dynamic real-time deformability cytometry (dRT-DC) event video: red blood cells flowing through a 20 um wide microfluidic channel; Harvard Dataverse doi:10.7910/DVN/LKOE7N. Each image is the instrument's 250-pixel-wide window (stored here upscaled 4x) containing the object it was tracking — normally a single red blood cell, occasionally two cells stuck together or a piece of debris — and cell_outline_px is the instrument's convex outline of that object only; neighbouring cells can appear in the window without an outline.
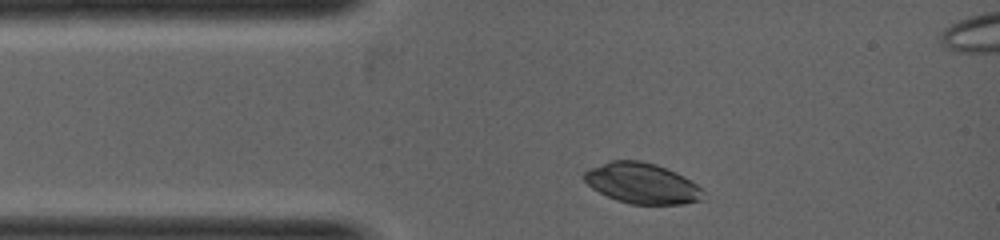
{"species": "common noctule bat (a hibernating species)", "species_latin": "Nyctalus noctula", "temperature_condition": "warm", "stored_images_in_passage": 5, "camera_frame_rate_fps": 5000, "um_per_image_px": 0.085, "animal": {"sex": "female", "body_mass_g": 19.0, "forearm_length_mm": 53.3}, "frame": {"image": 1, "passage_image": 1, "time_ms": 0.0, "image_size_px": [1000, 240], "cell_outline_px": [[704, 200], [684, 204], [632, 204], [616, 200], [592, 188], [584, 180], [584, 172], [588, 168], [608, 160], [640, 160], [656, 164], [676, 172], [684, 176], [696, 184], [704, 192]], "centroid_in_image_um": [54.57, 15.57], "position_along_channel_um": 30.4, "area_um2": 28.32}}
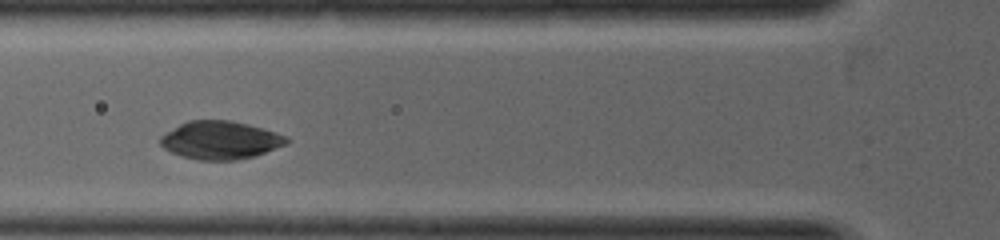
{"frame": {"image": 2, "passage_image": 4, "time_ms": 1.2, "image_size_px": [1000, 240], "cell_outline_px": [[288, 144], [256, 156], [240, 160], [200, 160], [180, 156], [164, 148], [160, 144], [160, 136], [180, 124], [188, 120], [228, 120], [248, 124], [264, 128], [288, 136]], "centroid_in_image_um": [18.76, 11.92], "position_along_channel_um": 107.0, "area_um2": 28.21}}
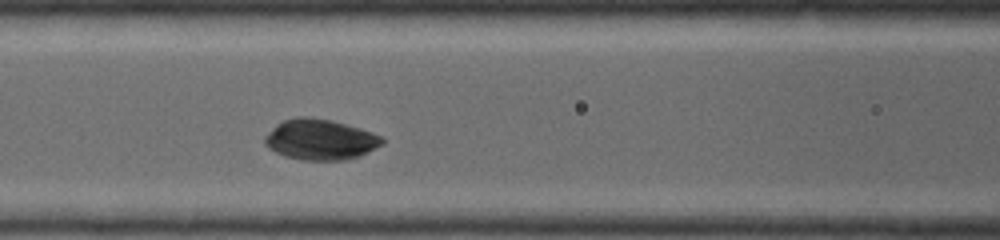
{"frame": {"image": 3, "passage_image": 5, "time_ms": 1.6, "image_size_px": [1000, 240], "cell_outline_px": [[384, 144], [360, 156], [348, 160], [300, 160], [284, 156], [268, 148], [264, 144], [264, 136], [276, 124], [284, 120], [296, 116], [308, 116], [332, 120], [360, 128], [372, 132], [380, 136], [384, 140]], "centroid_in_image_um": [27.21, 11.86], "position_along_channel_um": 139.4, "area_um2": 28.09}}